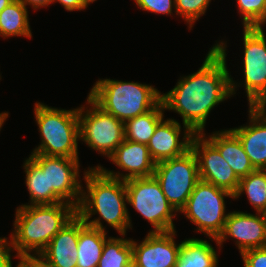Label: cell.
I'll return each mask as SVG.
<instances>
[{
	"mask_svg": "<svg viewBox=\"0 0 266 267\" xmlns=\"http://www.w3.org/2000/svg\"><path fill=\"white\" fill-rule=\"evenodd\" d=\"M205 135L194 134L191 139V149L198 160L199 178L234 195L240 179Z\"/></svg>",
	"mask_w": 266,
	"mask_h": 267,
	"instance_id": "cell-12",
	"label": "cell"
},
{
	"mask_svg": "<svg viewBox=\"0 0 266 267\" xmlns=\"http://www.w3.org/2000/svg\"><path fill=\"white\" fill-rule=\"evenodd\" d=\"M79 216L70 220L37 257L49 267H76Z\"/></svg>",
	"mask_w": 266,
	"mask_h": 267,
	"instance_id": "cell-17",
	"label": "cell"
},
{
	"mask_svg": "<svg viewBox=\"0 0 266 267\" xmlns=\"http://www.w3.org/2000/svg\"><path fill=\"white\" fill-rule=\"evenodd\" d=\"M229 238L235 240L240 254L249 249L266 247V227L261 212H229L222 233L217 239H209L215 241L221 250L223 242Z\"/></svg>",
	"mask_w": 266,
	"mask_h": 267,
	"instance_id": "cell-14",
	"label": "cell"
},
{
	"mask_svg": "<svg viewBox=\"0 0 266 267\" xmlns=\"http://www.w3.org/2000/svg\"><path fill=\"white\" fill-rule=\"evenodd\" d=\"M164 111L160 101L152 110L125 121V139L147 145L157 125L164 119Z\"/></svg>",
	"mask_w": 266,
	"mask_h": 267,
	"instance_id": "cell-23",
	"label": "cell"
},
{
	"mask_svg": "<svg viewBox=\"0 0 266 267\" xmlns=\"http://www.w3.org/2000/svg\"><path fill=\"white\" fill-rule=\"evenodd\" d=\"M16 267H42V262L37 258H18ZM13 267V266H12Z\"/></svg>",
	"mask_w": 266,
	"mask_h": 267,
	"instance_id": "cell-34",
	"label": "cell"
},
{
	"mask_svg": "<svg viewBox=\"0 0 266 267\" xmlns=\"http://www.w3.org/2000/svg\"><path fill=\"white\" fill-rule=\"evenodd\" d=\"M226 44L216 42L196 72L180 77L174 88L161 94L164 110L182 117L183 131L204 133L211 110L231 97Z\"/></svg>",
	"mask_w": 266,
	"mask_h": 267,
	"instance_id": "cell-1",
	"label": "cell"
},
{
	"mask_svg": "<svg viewBox=\"0 0 266 267\" xmlns=\"http://www.w3.org/2000/svg\"><path fill=\"white\" fill-rule=\"evenodd\" d=\"M261 214L263 216L265 227H266V208L261 212Z\"/></svg>",
	"mask_w": 266,
	"mask_h": 267,
	"instance_id": "cell-38",
	"label": "cell"
},
{
	"mask_svg": "<svg viewBox=\"0 0 266 267\" xmlns=\"http://www.w3.org/2000/svg\"><path fill=\"white\" fill-rule=\"evenodd\" d=\"M93 85L88 97L122 122L152 110L161 101L162 93L144 83L106 78Z\"/></svg>",
	"mask_w": 266,
	"mask_h": 267,
	"instance_id": "cell-4",
	"label": "cell"
},
{
	"mask_svg": "<svg viewBox=\"0 0 266 267\" xmlns=\"http://www.w3.org/2000/svg\"><path fill=\"white\" fill-rule=\"evenodd\" d=\"M83 179L86 188H82L81 200L76 208L77 215L90 227L106 231L104 220L118 234L132 229V220L127 204L125 181L105 175L99 168L88 167ZM98 214V218L90 219Z\"/></svg>",
	"mask_w": 266,
	"mask_h": 267,
	"instance_id": "cell-2",
	"label": "cell"
},
{
	"mask_svg": "<svg viewBox=\"0 0 266 267\" xmlns=\"http://www.w3.org/2000/svg\"><path fill=\"white\" fill-rule=\"evenodd\" d=\"M13 0H0V12L8 6Z\"/></svg>",
	"mask_w": 266,
	"mask_h": 267,
	"instance_id": "cell-37",
	"label": "cell"
},
{
	"mask_svg": "<svg viewBox=\"0 0 266 267\" xmlns=\"http://www.w3.org/2000/svg\"><path fill=\"white\" fill-rule=\"evenodd\" d=\"M40 168H47L48 188L62 201L79 206L82 193L79 158L63 156H46L31 154L29 156Z\"/></svg>",
	"mask_w": 266,
	"mask_h": 267,
	"instance_id": "cell-11",
	"label": "cell"
},
{
	"mask_svg": "<svg viewBox=\"0 0 266 267\" xmlns=\"http://www.w3.org/2000/svg\"><path fill=\"white\" fill-rule=\"evenodd\" d=\"M243 44L244 82L238 83L230 75V92L231 96L236 94L237 87L243 85L250 107L266 90V35L263 27L243 28Z\"/></svg>",
	"mask_w": 266,
	"mask_h": 267,
	"instance_id": "cell-10",
	"label": "cell"
},
{
	"mask_svg": "<svg viewBox=\"0 0 266 267\" xmlns=\"http://www.w3.org/2000/svg\"><path fill=\"white\" fill-rule=\"evenodd\" d=\"M76 215V207L67 202L18 206L11 233L16 251L14 257H38L52 238Z\"/></svg>",
	"mask_w": 266,
	"mask_h": 267,
	"instance_id": "cell-3",
	"label": "cell"
},
{
	"mask_svg": "<svg viewBox=\"0 0 266 267\" xmlns=\"http://www.w3.org/2000/svg\"><path fill=\"white\" fill-rule=\"evenodd\" d=\"M85 1V3L87 4V5H89L90 3H93V2H95V1H97V0H84Z\"/></svg>",
	"mask_w": 266,
	"mask_h": 267,
	"instance_id": "cell-39",
	"label": "cell"
},
{
	"mask_svg": "<svg viewBox=\"0 0 266 267\" xmlns=\"http://www.w3.org/2000/svg\"><path fill=\"white\" fill-rule=\"evenodd\" d=\"M127 205H131L154 228L149 232L174 231L176 211L154 175L125 181Z\"/></svg>",
	"mask_w": 266,
	"mask_h": 267,
	"instance_id": "cell-7",
	"label": "cell"
},
{
	"mask_svg": "<svg viewBox=\"0 0 266 267\" xmlns=\"http://www.w3.org/2000/svg\"><path fill=\"white\" fill-rule=\"evenodd\" d=\"M246 194L249 203L256 212H262L266 208V170L256 169L239 181L234 199Z\"/></svg>",
	"mask_w": 266,
	"mask_h": 267,
	"instance_id": "cell-26",
	"label": "cell"
},
{
	"mask_svg": "<svg viewBox=\"0 0 266 267\" xmlns=\"http://www.w3.org/2000/svg\"><path fill=\"white\" fill-rule=\"evenodd\" d=\"M25 183L29 191L30 204L22 205H53L62 202L48 188L47 168H40L30 157L25 159Z\"/></svg>",
	"mask_w": 266,
	"mask_h": 267,
	"instance_id": "cell-21",
	"label": "cell"
},
{
	"mask_svg": "<svg viewBox=\"0 0 266 267\" xmlns=\"http://www.w3.org/2000/svg\"><path fill=\"white\" fill-rule=\"evenodd\" d=\"M243 28L264 27L266 0H236Z\"/></svg>",
	"mask_w": 266,
	"mask_h": 267,
	"instance_id": "cell-27",
	"label": "cell"
},
{
	"mask_svg": "<svg viewBox=\"0 0 266 267\" xmlns=\"http://www.w3.org/2000/svg\"><path fill=\"white\" fill-rule=\"evenodd\" d=\"M119 169L128 173L114 172L103 168L101 165L95 166L99 168L105 175L127 181L133 178L149 177L154 174L156 162L152 159L147 145L124 139V141L116 148V150L108 157Z\"/></svg>",
	"mask_w": 266,
	"mask_h": 267,
	"instance_id": "cell-15",
	"label": "cell"
},
{
	"mask_svg": "<svg viewBox=\"0 0 266 267\" xmlns=\"http://www.w3.org/2000/svg\"><path fill=\"white\" fill-rule=\"evenodd\" d=\"M216 249L207 240L188 238L181 241L175 267H218Z\"/></svg>",
	"mask_w": 266,
	"mask_h": 267,
	"instance_id": "cell-22",
	"label": "cell"
},
{
	"mask_svg": "<svg viewBox=\"0 0 266 267\" xmlns=\"http://www.w3.org/2000/svg\"><path fill=\"white\" fill-rule=\"evenodd\" d=\"M210 2L211 0H175V15H180L191 30L194 23L206 13Z\"/></svg>",
	"mask_w": 266,
	"mask_h": 267,
	"instance_id": "cell-28",
	"label": "cell"
},
{
	"mask_svg": "<svg viewBox=\"0 0 266 267\" xmlns=\"http://www.w3.org/2000/svg\"><path fill=\"white\" fill-rule=\"evenodd\" d=\"M86 102L90 107L81 105L78 111L80 140L109 157L125 139L124 122L103 111L88 96Z\"/></svg>",
	"mask_w": 266,
	"mask_h": 267,
	"instance_id": "cell-9",
	"label": "cell"
},
{
	"mask_svg": "<svg viewBox=\"0 0 266 267\" xmlns=\"http://www.w3.org/2000/svg\"><path fill=\"white\" fill-rule=\"evenodd\" d=\"M28 8L19 0H13L0 12V36L32 38Z\"/></svg>",
	"mask_w": 266,
	"mask_h": 267,
	"instance_id": "cell-24",
	"label": "cell"
},
{
	"mask_svg": "<svg viewBox=\"0 0 266 267\" xmlns=\"http://www.w3.org/2000/svg\"><path fill=\"white\" fill-rule=\"evenodd\" d=\"M176 230L149 232L140 243L132 239V267H175L181 242H175Z\"/></svg>",
	"mask_w": 266,
	"mask_h": 267,
	"instance_id": "cell-13",
	"label": "cell"
},
{
	"mask_svg": "<svg viewBox=\"0 0 266 267\" xmlns=\"http://www.w3.org/2000/svg\"><path fill=\"white\" fill-rule=\"evenodd\" d=\"M34 105L41 143L31 154L79 158V108L58 109L41 102H36Z\"/></svg>",
	"mask_w": 266,
	"mask_h": 267,
	"instance_id": "cell-5",
	"label": "cell"
},
{
	"mask_svg": "<svg viewBox=\"0 0 266 267\" xmlns=\"http://www.w3.org/2000/svg\"><path fill=\"white\" fill-rule=\"evenodd\" d=\"M59 2L67 11H81L88 7L84 0H53Z\"/></svg>",
	"mask_w": 266,
	"mask_h": 267,
	"instance_id": "cell-32",
	"label": "cell"
},
{
	"mask_svg": "<svg viewBox=\"0 0 266 267\" xmlns=\"http://www.w3.org/2000/svg\"><path fill=\"white\" fill-rule=\"evenodd\" d=\"M25 6L30 5L34 10L40 9L41 7H47L53 3V0H19Z\"/></svg>",
	"mask_w": 266,
	"mask_h": 267,
	"instance_id": "cell-35",
	"label": "cell"
},
{
	"mask_svg": "<svg viewBox=\"0 0 266 267\" xmlns=\"http://www.w3.org/2000/svg\"><path fill=\"white\" fill-rule=\"evenodd\" d=\"M205 137L218 149L239 179L256 170L241 141L230 129L215 131L209 137Z\"/></svg>",
	"mask_w": 266,
	"mask_h": 267,
	"instance_id": "cell-19",
	"label": "cell"
},
{
	"mask_svg": "<svg viewBox=\"0 0 266 267\" xmlns=\"http://www.w3.org/2000/svg\"><path fill=\"white\" fill-rule=\"evenodd\" d=\"M107 231L90 227L79 217V238L76 267H97L102 255Z\"/></svg>",
	"mask_w": 266,
	"mask_h": 267,
	"instance_id": "cell-20",
	"label": "cell"
},
{
	"mask_svg": "<svg viewBox=\"0 0 266 267\" xmlns=\"http://www.w3.org/2000/svg\"><path fill=\"white\" fill-rule=\"evenodd\" d=\"M42 267H49V266H47V265H45L44 263H42Z\"/></svg>",
	"mask_w": 266,
	"mask_h": 267,
	"instance_id": "cell-40",
	"label": "cell"
},
{
	"mask_svg": "<svg viewBox=\"0 0 266 267\" xmlns=\"http://www.w3.org/2000/svg\"><path fill=\"white\" fill-rule=\"evenodd\" d=\"M8 116H9V113L6 111L0 113V131L2 129L4 122L6 121V118H8Z\"/></svg>",
	"mask_w": 266,
	"mask_h": 267,
	"instance_id": "cell-36",
	"label": "cell"
},
{
	"mask_svg": "<svg viewBox=\"0 0 266 267\" xmlns=\"http://www.w3.org/2000/svg\"><path fill=\"white\" fill-rule=\"evenodd\" d=\"M153 175L168 202L178 213L185 207L200 180L196 154L190 148L181 156L157 162Z\"/></svg>",
	"mask_w": 266,
	"mask_h": 267,
	"instance_id": "cell-8",
	"label": "cell"
},
{
	"mask_svg": "<svg viewBox=\"0 0 266 267\" xmlns=\"http://www.w3.org/2000/svg\"><path fill=\"white\" fill-rule=\"evenodd\" d=\"M123 236H108L97 267H132V239Z\"/></svg>",
	"mask_w": 266,
	"mask_h": 267,
	"instance_id": "cell-25",
	"label": "cell"
},
{
	"mask_svg": "<svg viewBox=\"0 0 266 267\" xmlns=\"http://www.w3.org/2000/svg\"><path fill=\"white\" fill-rule=\"evenodd\" d=\"M175 119H163L156 127L147 147L152 159L157 163L183 155L191 148L192 131H184ZM182 133V139L180 140ZM184 135V136H183Z\"/></svg>",
	"mask_w": 266,
	"mask_h": 267,
	"instance_id": "cell-16",
	"label": "cell"
},
{
	"mask_svg": "<svg viewBox=\"0 0 266 267\" xmlns=\"http://www.w3.org/2000/svg\"><path fill=\"white\" fill-rule=\"evenodd\" d=\"M240 255L244 267H266V247L249 249Z\"/></svg>",
	"mask_w": 266,
	"mask_h": 267,
	"instance_id": "cell-30",
	"label": "cell"
},
{
	"mask_svg": "<svg viewBox=\"0 0 266 267\" xmlns=\"http://www.w3.org/2000/svg\"><path fill=\"white\" fill-rule=\"evenodd\" d=\"M248 112L249 123L230 130L241 141L253 167L266 170V117L259 115L250 107Z\"/></svg>",
	"mask_w": 266,
	"mask_h": 267,
	"instance_id": "cell-18",
	"label": "cell"
},
{
	"mask_svg": "<svg viewBox=\"0 0 266 267\" xmlns=\"http://www.w3.org/2000/svg\"><path fill=\"white\" fill-rule=\"evenodd\" d=\"M256 113L266 117V90L260 97L250 106Z\"/></svg>",
	"mask_w": 266,
	"mask_h": 267,
	"instance_id": "cell-33",
	"label": "cell"
},
{
	"mask_svg": "<svg viewBox=\"0 0 266 267\" xmlns=\"http://www.w3.org/2000/svg\"><path fill=\"white\" fill-rule=\"evenodd\" d=\"M226 197L234 199L229 191L199 180L179 213L185 214L196 225L195 231L204 233L207 238L217 239L229 215V212L226 213Z\"/></svg>",
	"mask_w": 266,
	"mask_h": 267,
	"instance_id": "cell-6",
	"label": "cell"
},
{
	"mask_svg": "<svg viewBox=\"0 0 266 267\" xmlns=\"http://www.w3.org/2000/svg\"><path fill=\"white\" fill-rule=\"evenodd\" d=\"M10 241L7 237H0V267H12L11 251L14 250L13 241L10 235Z\"/></svg>",
	"mask_w": 266,
	"mask_h": 267,
	"instance_id": "cell-31",
	"label": "cell"
},
{
	"mask_svg": "<svg viewBox=\"0 0 266 267\" xmlns=\"http://www.w3.org/2000/svg\"><path fill=\"white\" fill-rule=\"evenodd\" d=\"M138 8L155 14L173 15L176 13L175 0H134Z\"/></svg>",
	"mask_w": 266,
	"mask_h": 267,
	"instance_id": "cell-29",
	"label": "cell"
}]
</instances>
